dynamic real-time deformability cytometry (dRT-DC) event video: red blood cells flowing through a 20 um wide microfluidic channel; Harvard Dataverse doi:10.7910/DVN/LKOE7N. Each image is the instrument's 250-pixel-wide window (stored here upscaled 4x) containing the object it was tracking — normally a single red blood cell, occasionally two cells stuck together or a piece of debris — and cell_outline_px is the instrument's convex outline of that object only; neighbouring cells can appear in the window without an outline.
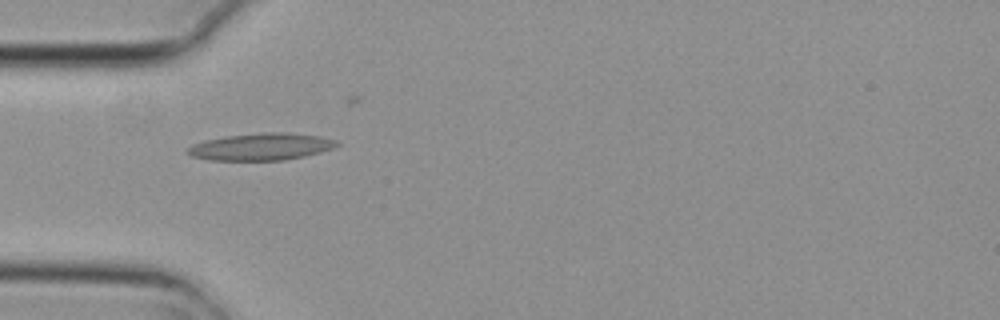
{"species": "common noctule bat (a hibernating species)", "species_latin": "Nyctalus noctula", "temperature_condition": "cold", "stored_images_in_passage": 2, "camera_frame_rate_fps": 3000, "um_per_image_px": 0.085, "animal": {"sex": "female", "body_mass_g": 29.2, "forearm_length_mm": 56.3}, "frame": {"image": 1, "passage_image": 1, "time_ms": 0.0, "image_size_px": [1000, 320], "cell_outline_px": [[340, 144], [332, 148], [320, 152], [304, 156], [284, 160], [208, 160], [192, 156], [188, 152], [188, 148], [192, 144], [204, 140], [224, 136], [264, 132], [288, 132], [320, 136], [336, 140]], "centroid_in_image_um": [22.19, 12.46], "position_along_channel_um": 62.8, "area_um2": 23.52}}
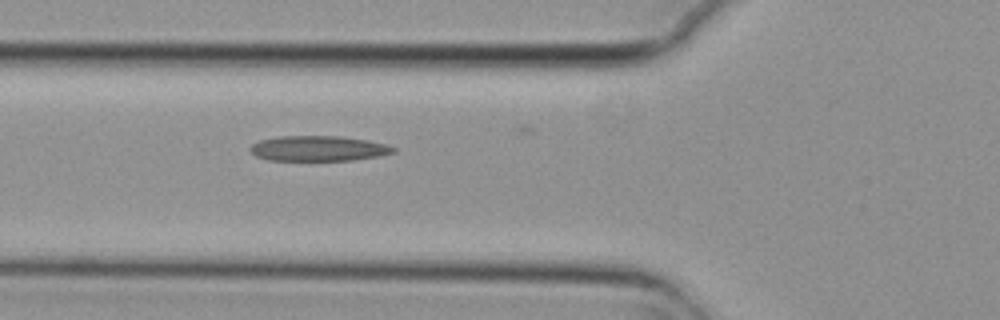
{"frame": {"image": 2, "passage_image": 2, "time_ms": 0.333, "image_size_px": [1000, 320], "cell_outline_px": [[396, 152], [376, 156], [352, 160], [268, 160], [256, 156], [248, 148], [252, 144], [260, 140], [280, 136], [340, 136], [368, 140], [384, 144], [396, 148]], "centroid_in_image_um": [27.04, 12.61], "position_along_channel_um": 98.8, "area_um2": 20.92}}